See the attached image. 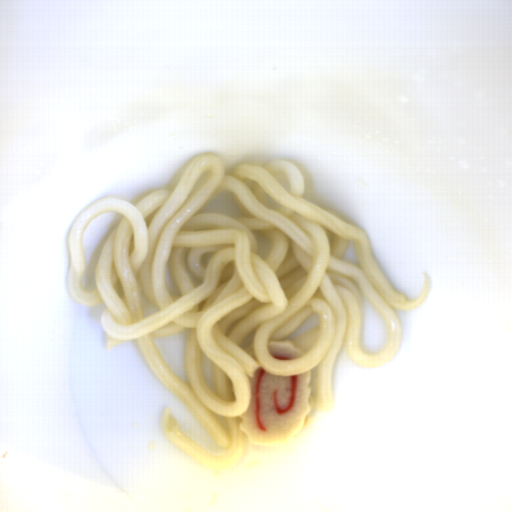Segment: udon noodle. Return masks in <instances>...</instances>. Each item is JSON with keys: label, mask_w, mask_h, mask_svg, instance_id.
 Returning <instances> with one entry per match:
<instances>
[{"label": "udon noodle", "mask_w": 512, "mask_h": 512, "mask_svg": "<svg viewBox=\"0 0 512 512\" xmlns=\"http://www.w3.org/2000/svg\"><path fill=\"white\" fill-rule=\"evenodd\" d=\"M227 172L218 154L197 155L171 193L158 189L135 205L96 200L67 238V290L83 307L105 304L99 320L106 351L137 340L155 378L226 454L187 437L171 406L159 421L168 442L197 464L226 472L246 462L253 445L239 416L251 406L250 378L259 368L279 377L310 372L311 411L331 408L340 349L368 368L390 363L404 334L393 309H416L432 289L423 273L417 299L395 290L366 231L306 200L292 162L238 163ZM112 212L126 216L101 238L86 274L85 229ZM362 298L385 323V345L376 354L361 346ZM186 329L191 387L152 340ZM275 340L306 352L275 359L268 351Z\"/></svg>", "instance_id": "obj_1"}]
</instances>
